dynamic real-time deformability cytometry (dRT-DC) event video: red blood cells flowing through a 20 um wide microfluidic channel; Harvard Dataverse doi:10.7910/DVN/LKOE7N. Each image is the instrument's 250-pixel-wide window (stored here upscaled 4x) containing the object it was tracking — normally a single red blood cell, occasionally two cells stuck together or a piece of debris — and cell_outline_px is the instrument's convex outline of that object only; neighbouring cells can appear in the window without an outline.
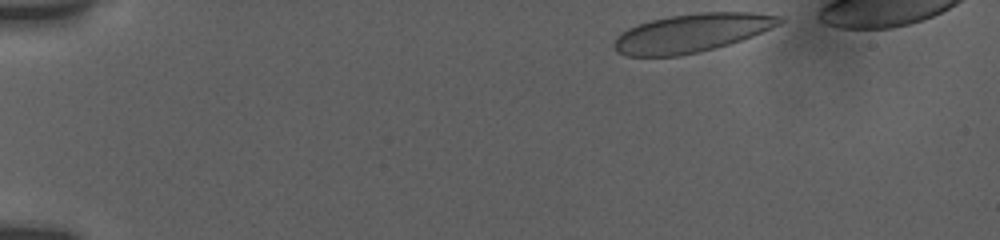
{"species": "human", "species_latin": "Homo sapiens", "temperature_condition": "room temperature", "stored_images_in_passage": 29, "camera_frame_rate_fps": 3000, "um_per_image_px": 0.085, "donor": {"sex": "female"}, "frame": {"image": 1, "passage_image": 1, "time_ms": 0.0, "image_size_px": [1000, 240], "cell_outline_px": [[784, 20], [780, 24], [752, 36], [728, 44], [696, 52], [676, 56], [628, 56], [616, 52], [612, 44], [616, 36], [620, 32], [636, 24], [668, 16], [700, 12], [752, 12], [784, 16]], "centroid_in_image_um": [58.76, 2.79], "position_along_channel_um": 26.2, "area_um2": 37.05}}
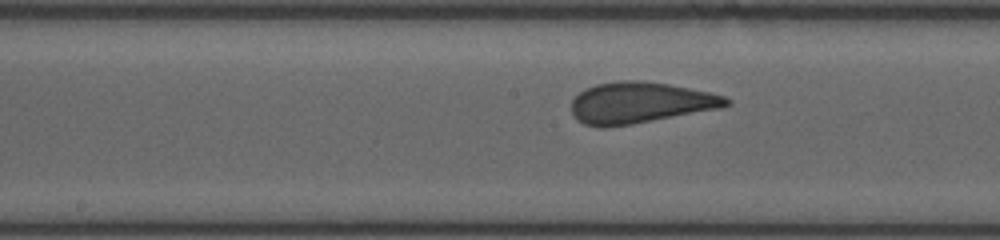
{"frame": {"image": 2, "passage_image": 17, "time_ms": 7.0, "image_size_px": [1000, 240], "cell_outline_px": [[732, 104], [724, 108], [632, 124], [604, 128], [600, 128], [584, 124], [576, 120], [572, 116], [572, 100], [580, 92], [596, 84], [620, 80], [644, 80], [668, 84], [708, 92], [724, 96], [732, 100]], "centroid_in_image_um": [54.42, 8.74], "position_along_channel_um": 193.8, "area_um2": 37.45}}
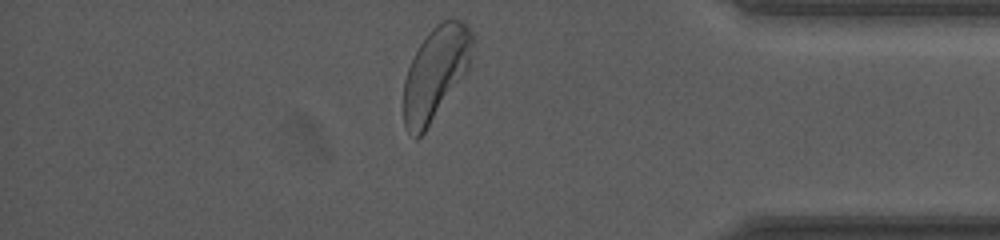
{"frame": {"image": 3, "passage_image": 29, "time_ms": 13.0, "image_size_px": [1000, 240], "cell_outline_px": [[472, 44], [468, 68], [424, 132], [416, 140], [404, 128], [404, 80], [408, 68], [420, 44], [428, 32], [440, 20], [460, 20], [472, 32]], "centroid_in_image_um": [36.98, 6.22], "position_along_channel_um": 398.2, "area_um2": 36.3}, "authors_computed_cell_mechanics": {"area_um2": 36.992, "velocity_mm_per_s": 3.7835, "shape_relaxation_time_tau1_ms": 3.2333, "shape_relaxation_time_tau2_ms": null, "deformation_change_tau1": 0.1262, "deformation_change_tau2": null}}